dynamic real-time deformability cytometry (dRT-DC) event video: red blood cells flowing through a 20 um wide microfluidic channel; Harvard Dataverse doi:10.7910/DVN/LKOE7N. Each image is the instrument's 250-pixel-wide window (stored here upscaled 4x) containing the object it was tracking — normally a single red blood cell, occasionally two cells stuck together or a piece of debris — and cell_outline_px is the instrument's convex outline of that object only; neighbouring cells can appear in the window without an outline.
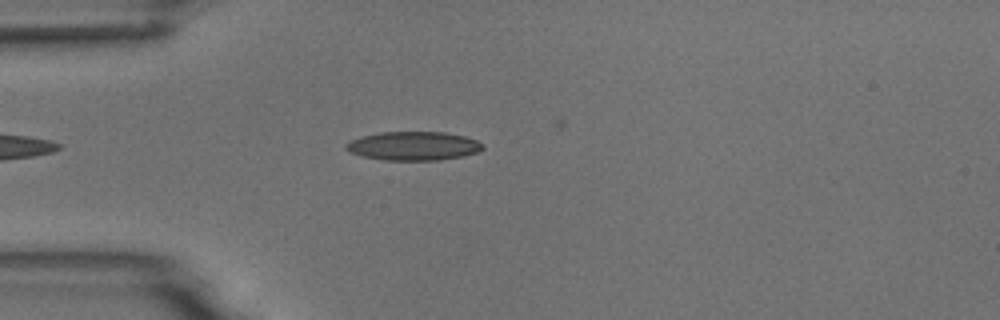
{"species": "common noctule bat (a hibernating species)", "species_latin": "Nyctalus noctula", "temperature_condition": "room temperature", "stored_images_in_passage": 38, "camera_frame_rate_fps": 3000, "um_per_image_px": 0.085, "animal": {"sex": "male", "body_mass_g": 18.8}, "frame": {"image": 1, "passage_image": 6, "time_ms": 1.667, "image_size_px": [1000, 320], "cell_outline_px": [[484, 148], [476, 152], [464, 156], [440, 160], [384, 160], [364, 156], [348, 152], [344, 148], [344, 144], [360, 136], [380, 132], [444, 132], [464, 136], [476, 140], [484, 144]], "centroid_in_image_um": [35.13, 12.4], "position_along_channel_um": 49.9, "area_um2": 23.0}}
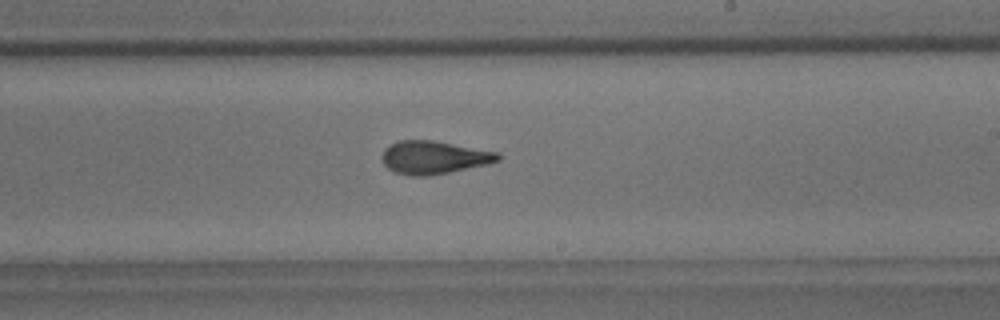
{"frame": {"image": 2, "passage_image": 23, "time_ms": 7.333, "image_size_px": [1000, 320], "cell_outline_px": [[500, 160], [488, 164], [428, 176], [412, 176], [396, 172], [388, 168], [384, 164], [380, 156], [384, 148], [400, 140], [432, 140], [500, 152]], "centroid_in_image_um": [36.88, 13.37], "position_along_channel_um": 252.1, "area_um2": 22.31}}
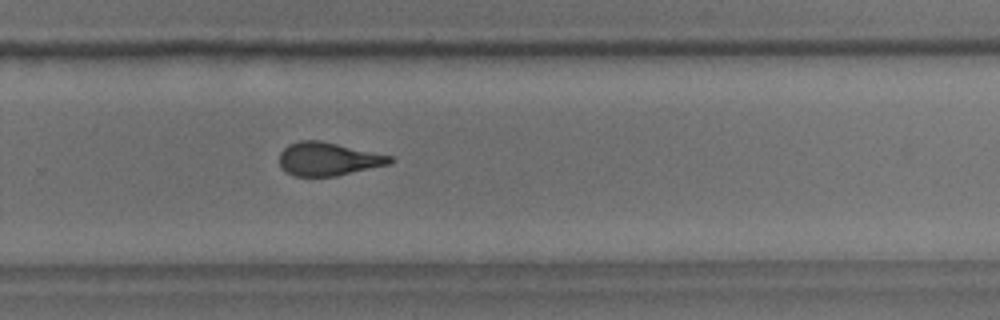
{"frame": {"image": 3, "passage_image": 27, "time_ms": 8.667, "image_size_px": [1000, 320], "cell_outline_px": [[396, 160], [392, 164], [336, 176], [296, 176], [280, 168], [280, 152], [288, 144], [300, 140], [320, 140], [392, 156]], "centroid_in_image_um": [27.92, 13.51], "position_along_channel_um": 301.9, "area_um2": 21.56}, "authors_computed_cell_mechanics": {"area_um2": 22.2241, "velocity_mm_per_s": 3.7526, "shape_relaxation_time_tau1_ms": 5.8954, "shape_relaxation_time_tau2_ms": 2.2352, "deformation_change_tau1": 0.1738, "deformation_change_tau2": 0.1085}}